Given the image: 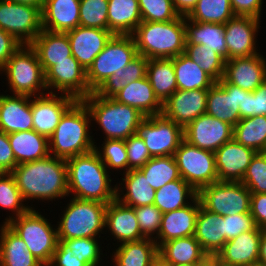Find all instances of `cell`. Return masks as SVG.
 <instances>
[{
	"label": "cell",
	"mask_w": 266,
	"mask_h": 266,
	"mask_svg": "<svg viewBox=\"0 0 266 266\" xmlns=\"http://www.w3.org/2000/svg\"><path fill=\"white\" fill-rule=\"evenodd\" d=\"M24 201L59 200L68 197L66 160L52 155L18 164L11 172ZM59 198V199H58Z\"/></svg>",
	"instance_id": "6da1fadb"
},
{
	"label": "cell",
	"mask_w": 266,
	"mask_h": 266,
	"mask_svg": "<svg viewBox=\"0 0 266 266\" xmlns=\"http://www.w3.org/2000/svg\"><path fill=\"white\" fill-rule=\"evenodd\" d=\"M68 195L108 204L116 199V185L95 150L66 160Z\"/></svg>",
	"instance_id": "7a4b0ae2"
},
{
	"label": "cell",
	"mask_w": 266,
	"mask_h": 266,
	"mask_svg": "<svg viewBox=\"0 0 266 266\" xmlns=\"http://www.w3.org/2000/svg\"><path fill=\"white\" fill-rule=\"evenodd\" d=\"M91 115L82 100H77L63 115L49 138L50 155L68 160L94 150ZM90 131V132H89Z\"/></svg>",
	"instance_id": "3957f363"
},
{
	"label": "cell",
	"mask_w": 266,
	"mask_h": 266,
	"mask_svg": "<svg viewBox=\"0 0 266 266\" xmlns=\"http://www.w3.org/2000/svg\"><path fill=\"white\" fill-rule=\"evenodd\" d=\"M132 36L138 54L145 58H174L185 53V17L166 22L142 21Z\"/></svg>",
	"instance_id": "277c9868"
},
{
	"label": "cell",
	"mask_w": 266,
	"mask_h": 266,
	"mask_svg": "<svg viewBox=\"0 0 266 266\" xmlns=\"http://www.w3.org/2000/svg\"><path fill=\"white\" fill-rule=\"evenodd\" d=\"M82 101L90 112L91 121H96L104 131L105 140H125L137 134L146 117L138 109L121 104L112 97L99 96L95 91Z\"/></svg>",
	"instance_id": "5b68a950"
},
{
	"label": "cell",
	"mask_w": 266,
	"mask_h": 266,
	"mask_svg": "<svg viewBox=\"0 0 266 266\" xmlns=\"http://www.w3.org/2000/svg\"><path fill=\"white\" fill-rule=\"evenodd\" d=\"M69 201L61 214L60 221L57 222L58 241L100 238V233L105 229L107 204L75 197Z\"/></svg>",
	"instance_id": "8992f818"
},
{
	"label": "cell",
	"mask_w": 266,
	"mask_h": 266,
	"mask_svg": "<svg viewBox=\"0 0 266 266\" xmlns=\"http://www.w3.org/2000/svg\"><path fill=\"white\" fill-rule=\"evenodd\" d=\"M2 73L7 77L12 94L35 97L48 93L45 73L36 51L30 45H22L0 69Z\"/></svg>",
	"instance_id": "52a82bcc"
},
{
	"label": "cell",
	"mask_w": 266,
	"mask_h": 266,
	"mask_svg": "<svg viewBox=\"0 0 266 266\" xmlns=\"http://www.w3.org/2000/svg\"><path fill=\"white\" fill-rule=\"evenodd\" d=\"M30 209L7 225L25 242L33 256L47 266L58 244L57 226L53 228L40 212Z\"/></svg>",
	"instance_id": "ba28073f"
},
{
	"label": "cell",
	"mask_w": 266,
	"mask_h": 266,
	"mask_svg": "<svg viewBox=\"0 0 266 266\" xmlns=\"http://www.w3.org/2000/svg\"><path fill=\"white\" fill-rule=\"evenodd\" d=\"M138 55L132 35H113L86 71L89 88L96 91L111 75Z\"/></svg>",
	"instance_id": "9c48e42d"
},
{
	"label": "cell",
	"mask_w": 266,
	"mask_h": 266,
	"mask_svg": "<svg viewBox=\"0 0 266 266\" xmlns=\"http://www.w3.org/2000/svg\"><path fill=\"white\" fill-rule=\"evenodd\" d=\"M201 205L220 216L250 212L251 192L241 182L217 181L198 191Z\"/></svg>",
	"instance_id": "30bf717a"
},
{
	"label": "cell",
	"mask_w": 266,
	"mask_h": 266,
	"mask_svg": "<svg viewBox=\"0 0 266 266\" xmlns=\"http://www.w3.org/2000/svg\"><path fill=\"white\" fill-rule=\"evenodd\" d=\"M180 177L197 192L218 181L215 152L200 149L183 140L174 154Z\"/></svg>",
	"instance_id": "8fae6325"
},
{
	"label": "cell",
	"mask_w": 266,
	"mask_h": 266,
	"mask_svg": "<svg viewBox=\"0 0 266 266\" xmlns=\"http://www.w3.org/2000/svg\"><path fill=\"white\" fill-rule=\"evenodd\" d=\"M151 157L174 156L184 140V128L163 114L145 117L137 130Z\"/></svg>",
	"instance_id": "7c38bea8"
},
{
	"label": "cell",
	"mask_w": 266,
	"mask_h": 266,
	"mask_svg": "<svg viewBox=\"0 0 266 266\" xmlns=\"http://www.w3.org/2000/svg\"><path fill=\"white\" fill-rule=\"evenodd\" d=\"M0 28L22 45H30L42 31L41 10L26 4L0 0Z\"/></svg>",
	"instance_id": "4fadbf2b"
},
{
	"label": "cell",
	"mask_w": 266,
	"mask_h": 266,
	"mask_svg": "<svg viewBox=\"0 0 266 266\" xmlns=\"http://www.w3.org/2000/svg\"><path fill=\"white\" fill-rule=\"evenodd\" d=\"M45 83L48 93L58 92L77 100H82L93 92L88 86L86 71L73 55L70 60H62L50 67L45 72Z\"/></svg>",
	"instance_id": "5bb4252c"
},
{
	"label": "cell",
	"mask_w": 266,
	"mask_h": 266,
	"mask_svg": "<svg viewBox=\"0 0 266 266\" xmlns=\"http://www.w3.org/2000/svg\"><path fill=\"white\" fill-rule=\"evenodd\" d=\"M244 95H248L247 90L222 78L208 89L205 113L234 127L243 119Z\"/></svg>",
	"instance_id": "9a60e30c"
},
{
	"label": "cell",
	"mask_w": 266,
	"mask_h": 266,
	"mask_svg": "<svg viewBox=\"0 0 266 266\" xmlns=\"http://www.w3.org/2000/svg\"><path fill=\"white\" fill-rule=\"evenodd\" d=\"M233 138V126L204 113L184 128V140L200 149L215 152Z\"/></svg>",
	"instance_id": "2e32d148"
},
{
	"label": "cell",
	"mask_w": 266,
	"mask_h": 266,
	"mask_svg": "<svg viewBox=\"0 0 266 266\" xmlns=\"http://www.w3.org/2000/svg\"><path fill=\"white\" fill-rule=\"evenodd\" d=\"M34 98V99H32ZM77 101L76 98L57 93L31 97L33 130L50 138L64 113Z\"/></svg>",
	"instance_id": "e0dca14e"
},
{
	"label": "cell",
	"mask_w": 266,
	"mask_h": 266,
	"mask_svg": "<svg viewBox=\"0 0 266 266\" xmlns=\"http://www.w3.org/2000/svg\"><path fill=\"white\" fill-rule=\"evenodd\" d=\"M260 19L234 16L224 24L227 60L260 54L256 47Z\"/></svg>",
	"instance_id": "ac0fdd59"
},
{
	"label": "cell",
	"mask_w": 266,
	"mask_h": 266,
	"mask_svg": "<svg viewBox=\"0 0 266 266\" xmlns=\"http://www.w3.org/2000/svg\"><path fill=\"white\" fill-rule=\"evenodd\" d=\"M208 90L177 89L163 104L162 114L185 128L206 112Z\"/></svg>",
	"instance_id": "d6986e66"
},
{
	"label": "cell",
	"mask_w": 266,
	"mask_h": 266,
	"mask_svg": "<svg viewBox=\"0 0 266 266\" xmlns=\"http://www.w3.org/2000/svg\"><path fill=\"white\" fill-rule=\"evenodd\" d=\"M255 154L234 138L225 143L215 151L218 181L241 182Z\"/></svg>",
	"instance_id": "ffe728a7"
},
{
	"label": "cell",
	"mask_w": 266,
	"mask_h": 266,
	"mask_svg": "<svg viewBox=\"0 0 266 266\" xmlns=\"http://www.w3.org/2000/svg\"><path fill=\"white\" fill-rule=\"evenodd\" d=\"M261 54L226 60L223 78L253 92L266 80V58Z\"/></svg>",
	"instance_id": "44dd1931"
},
{
	"label": "cell",
	"mask_w": 266,
	"mask_h": 266,
	"mask_svg": "<svg viewBox=\"0 0 266 266\" xmlns=\"http://www.w3.org/2000/svg\"><path fill=\"white\" fill-rule=\"evenodd\" d=\"M66 33L71 45V53L85 71L113 36L108 29L83 26H78Z\"/></svg>",
	"instance_id": "7402d4cb"
},
{
	"label": "cell",
	"mask_w": 266,
	"mask_h": 266,
	"mask_svg": "<svg viewBox=\"0 0 266 266\" xmlns=\"http://www.w3.org/2000/svg\"><path fill=\"white\" fill-rule=\"evenodd\" d=\"M262 232V229L255 227L226 241L215 256L218 263L222 266H246L258 262Z\"/></svg>",
	"instance_id": "603a6c76"
},
{
	"label": "cell",
	"mask_w": 266,
	"mask_h": 266,
	"mask_svg": "<svg viewBox=\"0 0 266 266\" xmlns=\"http://www.w3.org/2000/svg\"><path fill=\"white\" fill-rule=\"evenodd\" d=\"M200 205L201 202L197 196L189 205L164 213L158 236L154 238L157 246L172 239L194 235Z\"/></svg>",
	"instance_id": "cb8c5ba5"
},
{
	"label": "cell",
	"mask_w": 266,
	"mask_h": 266,
	"mask_svg": "<svg viewBox=\"0 0 266 266\" xmlns=\"http://www.w3.org/2000/svg\"><path fill=\"white\" fill-rule=\"evenodd\" d=\"M0 130L6 134L33 130L30 96L0 94Z\"/></svg>",
	"instance_id": "d4e9b609"
},
{
	"label": "cell",
	"mask_w": 266,
	"mask_h": 266,
	"mask_svg": "<svg viewBox=\"0 0 266 266\" xmlns=\"http://www.w3.org/2000/svg\"><path fill=\"white\" fill-rule=\"evenodd\" d=\"M105 229H109L114 241L117 240L120 244L146 238L141 233L134 208L122 204L117 199L106 206Z\"/></svg>",
	"instance_id": "484cf974"
},
{
	"label": "cell",
	"mask_w": 266,
	"mask_h": 266,
	"mask_svg": "<svg viewBox=\"0 0 266 266\" xmlns=\"http://www.w3.org/2000/svg\"><path fill=\"white\" fill-rule=\"evenodd\" d=\"M41 14L42 29L66 33L80 26V0H45Z\"/></svg>",
	"instance_id": "4316f807"
},
{
	"label": "cell",
	"mask_w": 266,
	"mask_h": 266,
	"mask_svg": "<svg viewBox=\"0 0 266 266\" xmlns=\"http://www.w3.org/2000/svg\"><path fill=\"white\" fill-rule=\"evenodd\" d=\"M112 98L138 109L146 117L162 114L163 104L156 97L147 76L130 82Z\"/></svg>",
	"instance_id": "83f0119b"
},
{
	"label": "cell",
	"mask_w": 266,
	"mask_h": 266,
	"mask_svg": "<svg viewBox=\"0 0 266 266\" xmlns=\"http://www.w3.org/2000/svg\"><path fill=\"white\" fill-rule=\"evenodd\" d=\"M194 237L209 256H216L227 241L225 239L224 216L210 212L200 205Z\"/></svg>",
	"instance_id": "f1b7e54d"
},
{
	"label": "cell",
	"mask_w": 266,
	"mask_h": 266,
	"mask_svg": "<svg viewBox=\"0 0 266 266\" xmlns=\"http://www.w3.org/2000/svg\"><path fill=\"white\" fill-rule=\"evenodd\" d=\"M30 46L36 51L44 73L62 60H70L71 45L67 33L42 29Z\"/></svg>",
	"instance_id": "f546056e"
},
{
	"label": "cell",
	"mask_w": 266,
	"mask_h": 266,
	"mask_svg": "<svg viewBox=\"0 0 266 266\" xmlns=\"http://www.w3.org/2000/svg\"><path fill=\"white\" fill-rule=\"evenodd\" d=\"M123 175V182L116 184V199L119 202L133 208L154 205L156 190L149 185L139 169L129 170Z\"/></svg>",
	"instance_id": "4dcf8cb0"
},
{
	"label": "cell",
	"mask_w": 266,
	"mask_h": 266,
	"mask_svg": "<svg viewBox=\"0 0 266 266\" xmlns=\"http://www.w3.org/2000/svg\"><path fill=\"white\" fill-rule=\"evenodd\" d=\"M208 257L194 235L172 239L158 247V258L168 265L202 263Z\"/></svg>",
	"instance_id": "1f68e13d"
},
{
	"label": "cell",
	"mask_w": 266,
	"mask_h": 266,
	"mask_svg": "<svg viewBox=\"0 0 266 266\" xmlns=\"http://www.w3.org/2000/svg\"><path fill=\"white\" fill-rule=\"evenodd\" d=\"M0 266H44L25 242L7 225L0 228Z\"/></svg>",
	"instance_id": "d6a6232c"
},
{
	"label": "cell",
	"mask_w": 266,
	"mask_h": 266,
	"mask_svg": "<svg viewBox=\"0 0 266 266\" xmlns=\"http://www.w3.org/2000/svg\"><path fill=\"white\" fill-rule=\"evenodd\" d=\"M8 140L17 165L50 155L49 139L34 130L10 133Z\"/></svg>",
	"instance_id": "836d02e7"
},
{
	"label": "cell",
	"mask_w": 266,
	"mask_h": 266,
	"mask_svg": "<svg viewBox=\"0 0 266 266\" xmlns=\"http://www.w3.org/2000/svg\"><path fill=\"white\" fill-rule=\"evenodd\" d=\"M117 246L119 247L111 257L114 266H152L158 259V246L151 238L125 242Z\"/></svg>",
	"instance_id": "e575fe53"
},
{
	"label": "cell",
	"mask_w": 266,
	"mask_h": 266,
	"mask_svg": "<svg viewBox=\"0 0 266 266\" xmlns=\"http://www.w3.org/2000/svg\"><path fill=\"white\" fill-rule=\"evenodd\" d=\"M108 30L113 35H132L142 22L138 0H108Z\"/></svg>",
	"instance_id": "d590c367"
},
{
	"label": "cell",
	"mask_w": 266,
	"mask_h": 266,
	"mask_svg": "<svg viewBox=\"0 0 266 266\" xmlns=\"http://www.w3.org/2000/svg\"><path fill=\"white\" fill-rule=\"evenodd\" d=\"M186 45H204L227 60L224 24L194 22L185 18Z\"/></svg>",
	"instance_id": "8d00e7d4"
},
{
	"label": "cell",
	"mask_w": 266,
	"mask_h": 266,
	"mask_svg": "<svg viewBox=\"0 0 266 266\" xmlns=\"http://www.w3.org/2000/svg\"><path fill=\"white\" fill-rule=\"evenodd\" d=\"M146 76L162 104L177 90L176 75L171 58L148 59Z\"/></svg>",
	"instance_id": "74e56055"
},
{
	"label": "cell",
	"mask_w": 266,
	"mask_h": 266,
	"mask_svg": "<svg viewBox=\"0 0 266 266\" xmlns=\"http://www.w3.org/2000/svg\"><path fill=\"white\" fill-rule=\"evenodd\" d=\"M197 196L198 192L180 178L156 190L154 205L164 214L189 205Z\"/></svg>",
	"instance_id": "f35d334b"
},
{
	"label": "cell",
	"mask_w": 266,
	"mask_h": 266,
	"mask_svg": "<svg viewBox=\"0 0 266 266\" xmlns=\"http://www.w3.org/2000/svg\"><path fill=\"white\" fill-rule=\"evenodd\" d=\"M176 75L177 89L208 90L215 81L207 75L194 61L185 53L171 58Z\"/></svg>",
	"instance_id": "ab89813d"
},
{
	"label": "cell",
	"mask_w": 266,
	"mask_h": 266,
	"mask_svg": "<svg viewBox=\"0 0 266 266\" xmlns=\"http://www.w3.org/2000/svg\"><path fill=\"white\" fill-rule=\"evenodd\" d=\"M148 59L138 54L123 69L111 75L95 92L102 97H113L130 82L146 77Z\"/></svg>",
	"instance_id": "60d3db41"
},
{
	"label": "cell",
	"mask_w": 266,
	"mask_h": 266,
	"mask_svg": "<svg viewBox=\"0 0 266 266\" xmlns=\"http://www.w3.org/2000/svg\"><path fill=\"white\" fill-rule=\"evenodd\" d=\"M233 138L256 152H266V115L241 119L233 127Z\"/></svg>",
	"instance_id": "b9f144b4"
},
{
	"label": "cell",
	"mask_w": 266,
	"mask_h": 266,
	"mask_svg": "<svg viewBox=\"0 0 266 266\" xmlns=\"http://www.w3.org/2000/svg\"><path fill=\"white\" fill-rule=\"evenodd\" d=\"M139 170L155 190L181 178L174 156L152 157Z\"/></svg>",
	"instance_id": "7bdbcfd3"
},
{
	"label": "cell",
	"mask_w": 266,
	"mask_h": 266,
	"mask_svg": "<svg viewBox=\"0 0 266 266\" xmlns=\"http://www.w3.org/2000/svg\"><path fill=\"white\" fill-rule=\"evenodd\" d=\"M235 16L230 0H198L187 20L225 24Z\"/></svg>",
	"instance_id": "ee69618b"
},
{
	"label": "cell",
	"mask_w": 266,
	"mask_h": 266,
	"mask_svg": "<svg viewBox=\"0 0 266 266\" xmlns=\"http://www.w3.org/2000/svg\"><path fill=\"white\" fill-rule=\"evenodd\" d=\"M25 201L20 193L15 177L12 173H0V207L8 209L13 214L9 218H5L3 224H7L10 220L27 213L33 207L23 204ZM15 216V217H14Z\"/></svg>",
	"instance_id": "f6af8a7d"
},
{
	"label": "cell",
	"mask_w": 266,
	"mask_h": 266,
	"mask_svg": "<svg viewBox=\"0 0 266 266\" xmlns=\"http://www.w3.org/2000/svg\"><path fill=\"white\" fill-rule=\"evenodd\" d=\"M185 54L215 82L224 76L226 60L204 45H186Z\"/></svg>",
	"instance_id": "bcb514c9"
},
{
	"label": "cell",
	"mask_w": 266,
	"mask_h": 266,
	"mask_svg": "<svg viewBox=\"0 0 266 266\" xmlns=\"http://www.w3.org/2000/svg\"><path fill=\"white\" fill-rule=\"evenodd\" d=\"M94 147V150L100 157L107 169L121 170L123 173L128 172V154L125 140L108 139L103 144ZM125 169V170H124Z\"/></svg>",
	"instance_id": "7dc6e473"
},
{
	"label": "cell",
	"mask_w": 266,
	"mask_h": 266,
	"mask_svg": "<svg viewBox=\"0 0 266 266\" xmlns=\"http://www.w3.org/2000/svg\"><path fill=\"white\" fill-rule=\"evenodd\" d=\"M108 0H80V26L108 29Z\"/></svg>",
	"instance_id": "c3c4849f"
},
{
	"label": "cell",
	"mask_w": 266,
	"mask_h": 266,
	"mask_svg": "<svg viewBox=\"0 0 266 266\" xmlns=\"http://www.w3.org/2000/svg\"><path fill=\"white\" fill-rule=\"evenodd\" d=\"M142 21L166 22L179 18L172 0H138Z\"/></svg>",
	"instance_id": "681fc988"
},
{
	"label": "cell",
	"mask_w": 266,
	"mask_h": 266,
	"mask_svg": "<svg viewBox=\"0 0 266 266\" xmlns=\"http://www.w3.org/2000/svg\"><path fill=\"white\" fill-rule=\"evenodd\" d=\"M241 183L251 194L266 193V152H256Z\"/></svg>",
	"instance_id": "f907efd6"
},
{
	"label": "cell",
	"mask_w": 266,
	"mask_h": 266,
	"mask_svg": "<svg viewBox=\"0 0 266 266\" xmlns=\"http://www.w3.org/2000/svg\"><path fill=\"white\" fill-rule=\"evenodd\" d=\"M98 241V238H78L63 240L62 243L90 266H100L102 249Z\"/></svg>",
	"instance_id": "816d5d0a"
},
{
	"label": "cell",
	"mask_w": 266,
	"mask_h": 266,
	"mask_svg": "<svg viewBox=\"0 0 266 266\" xmlns=\"http://www.w3.org/2000/svg\"><path fill=\"white\" fill-rule=\"evenodd\" d=\"M134 213L137 218L141 233L146 238L154 239L157 237L160 230L163 213L155 205L135 207Z\"/></svg>",
	"instance_id": "f5cc1de1"
},
{
	"label": "cell",
	"mask_w": 266,
	"mask_h": 266,
	"mask_svg": "<svg viewBox=\"0 0 266 266\" xmlns=\"http://www.w3.org/2000/svg\"><path fill=\"white\" fill-rule=\"evenodd\" d=\"M128 154V171L143 167L152 157L138 134L125 139Z\"/></svg>",
	"instance_id": "db71d44e"
},
{
	"label": "cell",
	"mask_w": 266,
	"mask_h": 266,
	"mask_svg": "<svg viewBox=\"0 0 266 266\" xmlns=\"http://www.w3.org/2000/svg\"><path fill=\"white\" fill-rule=\"evenodd\" d=\"M266 115V80L253 92L244 95L243 119Z\"/></svg>",
	"instance_id": "11a10c76"
},
{
	"label": "cell",
	"mask_w": 266,
	"mask_h": 266,
	"mask_svg": "<svg viewBox=\"0 0 266 266\" xmlns=\"http://www.w3.org/2000/svg\"><path fill=\"white\" fill-rule=\"evenodd\" d=\"M225 239L231 240L241 233L252 231L256 225L251 213L224 216Z\"/></svg>",
	"instance_id": "9f6ffc18"
},
{
	"label": "cell",
	"mask_w": 266,
	"mask_h": 266,
	"mask_svg": "<svg viewBox=\"0 0 266 266\" xmlns=\"http://www.w3.org/2000/svg\"><path fill=\"white\" fill-rule=\"evenodd\" d=\"M47 266H90L83 258L71 252L61 241H58L56 250Z\"/></svg>",
	"instance_id": "6f0895ef"
},
{
	"label": "cell",
	"mask_w": 266,
	"mask_h": 266,
	"mask_svg": "<svg viewBox=\"0 0 266 266\" xmlns=\"http://www.w3.org/2000/svg\"><path fill=\"white\" fill-rule=\"evenodd\" d=\"M16 166L17 163L8 140V134L0 130V173H11Z\"/></svg>",
	"instance_id": "680465c9"
},
{
	"label": "cell",
	"mask_w": 266,
	"mask_h": 266,
	"mask_svg": "<svg viewBox=\"0 0 266 266\" xmlns=\"http://www.w3.org/2000/svg\"><path fill=\"white\" fill-rule=\"evenodd\" d=\"M250 213L256 227L266 230V193L251 194Z\"/></svg>",
	"instance_id": "91938a15"
},
{
	"label": "cell",
	"mask_w": 266,
	"mask_h": 266,
	"mask_svg": "<svg viewBox=\"0 0 266 266\" xmlns=\"http://www.w3.org/2000/svg\"><path fill=\"white\" fill-rule=\"evenodd\" d=\"M235 16L261 17L263 0H230Z\"/></svg>",
	"instance_id": "94428289"
},
{
	"label": "cell",
	"mask_w": 266,
	"mask_h": 266,
	"mask_svg": "<svg viewBox=\"0 0 266 266\" xmlns=\"http://www.w3.org/2000/svg\"><path fill=\"white\" fill-rule=\"evenodd\" d=\"M21 46L19 41L0 28V69Z\"/></svg>",
	"instance_id": "6125c7cd"
},
{
	"label": "cell",
	"mask_w": 266,
	"mask_h": 266,
	"mask_svg": "<svg viewBox=\"0 0 266 266\" xmlns=\"http://www.w3.org/2000/svg\"><path fill=\"white\" fill-rule=\"evenodd\" d=\"M179 16L187 17L195 8L198 0H172Z\"/></svg>",
	"instance_id": "be15d7a7"
},
{
	"label": "cell",
	"mask_w": 266,
	"mask_h": 266,
	"mask_svg": "<svg viewBox=\"0 0 266 266\" xmlns=\"http://www.w3.org/2000/svg\"><path fill=\"white\" fill-rule=\"evenodd\" d=\"M258 262L266 265V230H263L259 243V259Z\"/></svg>",
	"instance_id": "e7e4bbea"
},
{
	"label": "cell",
	"mask_w": 266,
	"mask_h": 266,
	"mask_svg": "<svg viewBox=\"0 0 266 266\" xmlns=\"http://www.w3.org/2000/svg\"><path fill=\"white\" fill-rule=\"evenodd\" d=\"M9 2H15V3H19V4H26V5H30L33 7H37L39 8L41 11L44 7V3L45 0H6Z\"/></svg>",
	"instance_id": "03108f58"
},
{
	"label": "cell",
	"mask_w": 266,
	"mask_h": 266,
	"mask_svg": "<svg viewBox=\"0 0 266 266\" xmlns=\"http://www.w3.org/2000/svg\"><path fill=\"white\" fill-rule=\"evenodd\" d=\"M218 264L215 256H209L202 263H191V266H217Z\"/></svg>",
	"instance_id": "003e7915"
},
{
	"label": "cell",
	"mask_w": 266,
	"mask_h": 266,
	"mask_svg": "<svg viewBox=\"0 0 266 266\" xmlns=\"http://www.w3.org/2000/svg\"><path fill=\"white\" fill-rule=\"evenodd\" d=\"M152 266H170L168 264L163 263L159 258L153 263Z\"/></svg>",
	"instance_id": "a7ac6f4b"
},
{
	"label": "cell",
	"mask_w": 266,
	"mask_h": 266,
	"mask_svg": "<svg viewBox=\"0 0 266 266\" xmlns=\"http://www.w3.org/2000/svg\"><path fill=\"white\" fill-rule=\"evenodd\" d=\"M246 266H266V265H264L263 263H260V262H256V263H251V264L246 265Z\"/></svg>",
	"instance_id": "89a4df30"
},
{
	"label": "cell",
	"mask_w": 266,
	"mask_h": 266,
	"mask_svg": "<svg viewBox=\"0 0 266 266\" xmlns=\"http://www.w3.org/2000/svg\"><path fill=\"white\" fill-rule=\"evenodd\" d=\"M170 266H191V263L190 264H184V265L178 264V265H170Z\"/></svg>",
	"instance_id": "2644e50d"
}]
</instances>
